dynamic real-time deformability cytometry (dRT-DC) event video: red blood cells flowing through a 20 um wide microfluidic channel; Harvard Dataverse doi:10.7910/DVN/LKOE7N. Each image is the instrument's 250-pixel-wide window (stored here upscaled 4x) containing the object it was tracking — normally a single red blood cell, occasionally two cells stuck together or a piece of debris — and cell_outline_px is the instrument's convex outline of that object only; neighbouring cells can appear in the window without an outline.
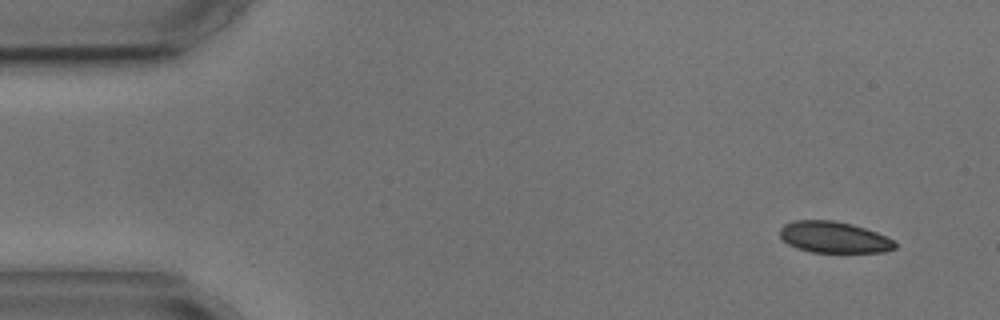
{"species": "common noctule bat (a hibernating species)", "species_latin": "Nyctalus noctula", "temperature_condition": "cold", "stored_images_in_passage": 3, "camera_frame_rate_fps": 3000, "um_per_image_px": 0.085, "animal": {"sex": "male", "body_mass_g": 17.9, "forearm_length_mm": 54.2}, "frame": {"image": 1, "passage_image": 1, "time_ms": 0.0, "image_size_px": [1000, 320], "cell_outline_px": [[896, 248], [884, 252], [812, 252], [796, 248], [788, 244], [780, 236], [780, 228], [784, 224], [792, 220], [832, 220], [852, 224], [876, 232], [896, 240]], "centroid_in_image_um": [70.89, 20.16], "position_along_channel_um": 14.1, "area_um2": 21.1}}